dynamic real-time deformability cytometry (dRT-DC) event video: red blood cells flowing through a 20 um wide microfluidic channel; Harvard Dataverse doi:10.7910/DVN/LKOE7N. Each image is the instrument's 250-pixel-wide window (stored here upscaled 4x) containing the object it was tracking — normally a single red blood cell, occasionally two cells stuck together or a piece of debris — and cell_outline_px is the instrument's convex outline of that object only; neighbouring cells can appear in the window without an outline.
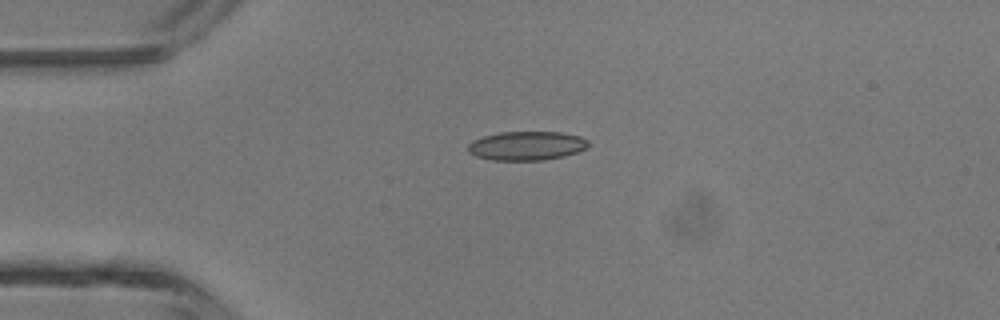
{"species": "common noctule bat (a hibernating species)", "species_latin": "Nyctalus noctula", "temperature_condition": "room temperature", "stored_images_in_passage": 4, "camera_frame_rate_fps": 3000, "um_per_image_px": 0.085, "animal": {"sex": "male", "body_mass_g": 13.3}, "frame": {"image": 1, "passage_image": 2, "time_ms": 1.333, "image_size_px": [1000, 320], "cell_outline_px": [[588, 144], [584, 148], [576, 152], [564, 156], [544, 160], [492, 160], [476, 156], [468, 152], [468, 144], [472, 140], [484, 136], [500, 132], [560, 132], [580, 136], [588, 140]], "centroid_in_image_um": [44.73, 12.39], "position_along_channel_um": 40.3, "area_um2": 20.23}}
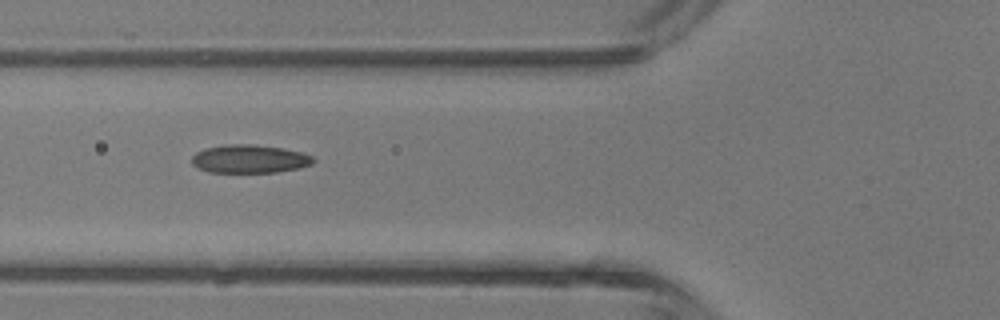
{"frame": {"image": 2, "passage_image": 4, "time_ms": 3.333, "image_size_px": [1000, 320], "cell_outline_px": [[316, 160], [312, 164], [300, 168], [276, 172], [208, 172], [196, 168], [192, 164], [192, 156], [196, 152], [204, 148], [228, 144], [248, 144], [284, 148], [304, 152], [312, 156]], "centroid_in_image_um": [21.22, 13.51], "position_along_channel_um": 104.6, "area_um2": 20.23}}